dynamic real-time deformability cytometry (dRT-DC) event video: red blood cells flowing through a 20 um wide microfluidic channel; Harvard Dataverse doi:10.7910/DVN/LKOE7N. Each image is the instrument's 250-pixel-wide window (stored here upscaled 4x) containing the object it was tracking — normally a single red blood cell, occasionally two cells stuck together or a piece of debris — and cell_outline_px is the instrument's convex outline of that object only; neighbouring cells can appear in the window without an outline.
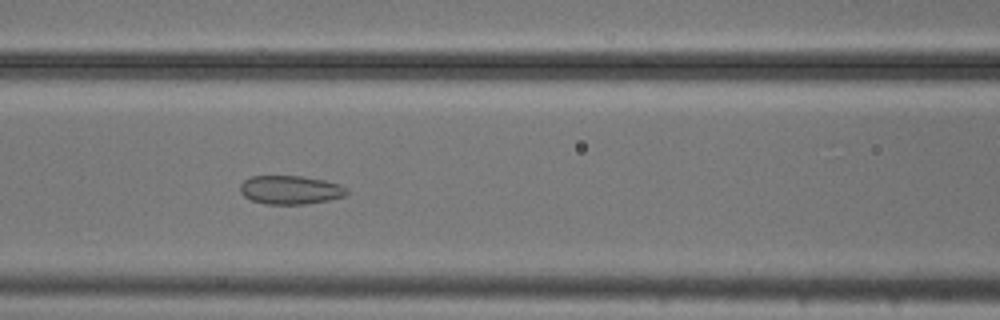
{"species": "common noctule bat (a hibernating species)", "species_latin": "Nyctalus noctula", "temperature_condition": "cold", "stored_images_in_passage": 54, "camera_frame_rate_fps": 3000, "um_per_image_px": 0.085, "animal": {"sex": "male", "body_mass_g": 20.5, "forearm_length_mm": 52.5}, "frame": {"image": 1, "passage_image": 23, "time_ms": 7.333, "image_size_px": [1000, 320], "cell_outline_px": [[348, 192], [344, 196], [328, 200], [304, 204], [264, 204], [252, 200], [244, 196], [240, 192], [240, 184], [244, 180], [252, 176], [300, 176], [324, 180], [340, 184], [348, 188]], "centroid_in_image_um": [24.68, 16.14], "position_along_channel_um": 141.9, "area_um2": 17.8}}
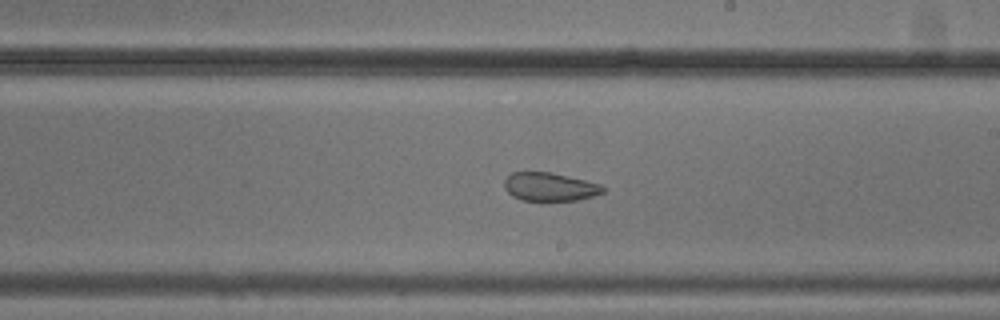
{"frame": {"image": 2, "passage_image": 31, "time_ms": 10.0, "image_size_px": [1000, 320], "cell_outline_px": [[608, 188], [604, 192], [596, 196], [580, 200], [544, 204], [540, 204], [520, 200], [512, 196], [504, 188], [504, 180], [512, 172], [552, 172], [600, 184]], "centroid_in_image_um": [46.75, 15.95], "position_along_channel_um": 242.3, "area_um2": 17.4}}
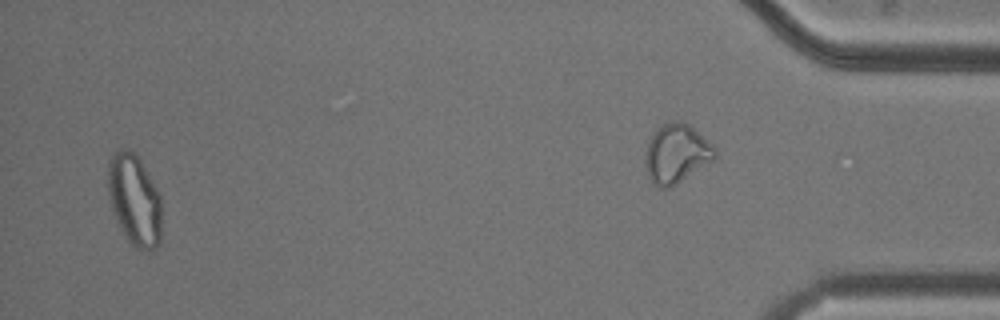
{"frame": {"image": 3, "passage_image": 52, "time_ms": 17.0, "image_size_px": [1000, 320], "cell_outline_px": [[160, 240], [156, 248], [148, 252], [136, 248], [124, 236], [116, 220], [108, 196], [108, 164], [112, 152], [120, 148], [124, 148], [132, 152], [140, 160], [156, 188], [160, 196]], "centroid_in_image_um": [11.4, 17.01], "position_along_channel_um": 423.8, "area_um2": 28.5}, "authors_computed_cell_mechanics": {"area_um2": 24.1026, "velocity_mm_per_s": 3.7683, "shape_relaxation_time_tau1_ms": null, "shape_relaxation_time_tau2_ms": 1.4933, "deformation_change_tau1": null, "deformation_change_tau2": 0.0795}}